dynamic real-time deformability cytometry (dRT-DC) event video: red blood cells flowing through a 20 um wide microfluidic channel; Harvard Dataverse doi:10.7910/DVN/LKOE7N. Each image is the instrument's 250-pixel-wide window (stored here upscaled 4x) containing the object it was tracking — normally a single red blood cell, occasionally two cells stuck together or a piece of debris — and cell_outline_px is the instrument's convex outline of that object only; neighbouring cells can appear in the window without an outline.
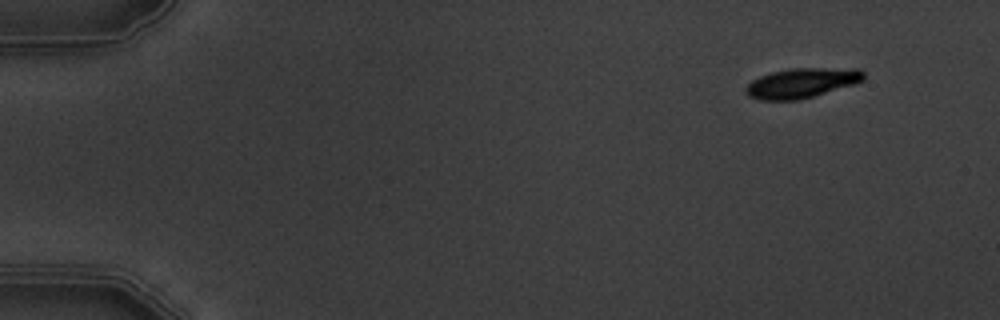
{"species": "common noctule bat (a hibernating species)", "species_latin": "Nyctalus noctula", "temperature_condition": "warm", "stored_images_in_passage": 5, "camera_frame_rate_fps": 3000, "um_per_image_px": 0.085, "animal": {"sex": "male", "body_mass_g": 19.5, "forearm_length_mm": 54.6}, "frame": {"image": 1, "passage_image": 1, "time_ms": 0.0, "image_size_px": [1000, 320], "cell_outline_px": [[864, 80], [856, 84], [800, 100], [760, 100], [748, 96], [744, 88], [752, 80], [760, 76], [772, 72], [792, 68], [860, 68], [864, 72]], "centroid_in_image_um": [68.18, 7.05], "position_along_channel_um": 16.8, "area_um2": 20.69}}
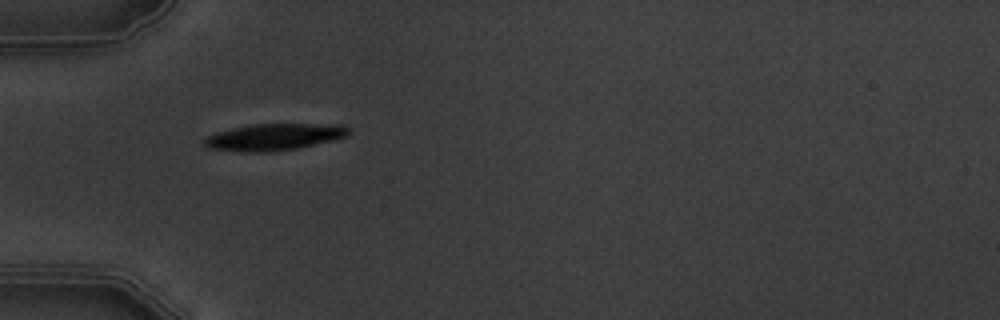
{"frame": {"image": 2, "passage_image": 4, "time_ms": 4.333, "image_size_px": [1000, 320], "cell_outline_px": [[352, 132], [348, 136], [296, 148], [272, 152], [248, 152], [208, 148], [204, 144], [204, 140], [208, 136], [216, 132], [232, 128], [252, 124], [344, 124]], "centroid_in_image_um": [23.33, 11.63], "position_along_channel_um": 61.7, "area_um2": 22.37}}